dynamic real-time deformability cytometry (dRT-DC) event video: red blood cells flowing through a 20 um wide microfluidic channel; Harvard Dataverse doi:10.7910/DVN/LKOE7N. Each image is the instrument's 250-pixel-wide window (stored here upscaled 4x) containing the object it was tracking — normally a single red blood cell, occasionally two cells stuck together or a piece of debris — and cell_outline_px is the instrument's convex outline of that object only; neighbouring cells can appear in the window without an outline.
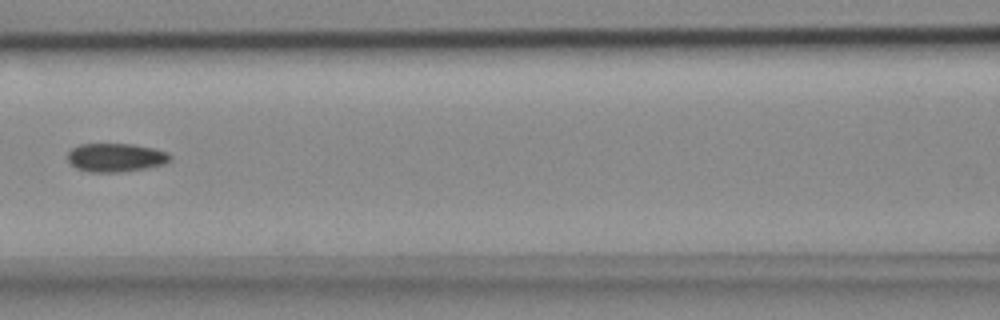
{"species": "common noctule bat (a hibernating species)", "species_latin": "Nyctalus noctula", "temperature_condition": "cold", "stored_images_in_passage": 7, "camera_frame_rate_fps": 3000, "um_per_image_px": 0.085, "animal": {"sex": "female", "body_mass_g": 18.4}, "frame": {"image": 1, "passage_image": 7, "time_ms": 2.0, "image_size_px": [1000, 320], "cell_outline_px": [[172, 160], [164, 164], [148, 168], [124, 172], [88, 172], [76, 168], [68, 160], [68, 152], [72, 148], [80, 144], [132, 144], [152, 148], [168, 152], [172, 156]], "centroid_in_image_um": [9.87, 13.4], "position_along_channel_um": 156.7, "area_um2": 17.22}}